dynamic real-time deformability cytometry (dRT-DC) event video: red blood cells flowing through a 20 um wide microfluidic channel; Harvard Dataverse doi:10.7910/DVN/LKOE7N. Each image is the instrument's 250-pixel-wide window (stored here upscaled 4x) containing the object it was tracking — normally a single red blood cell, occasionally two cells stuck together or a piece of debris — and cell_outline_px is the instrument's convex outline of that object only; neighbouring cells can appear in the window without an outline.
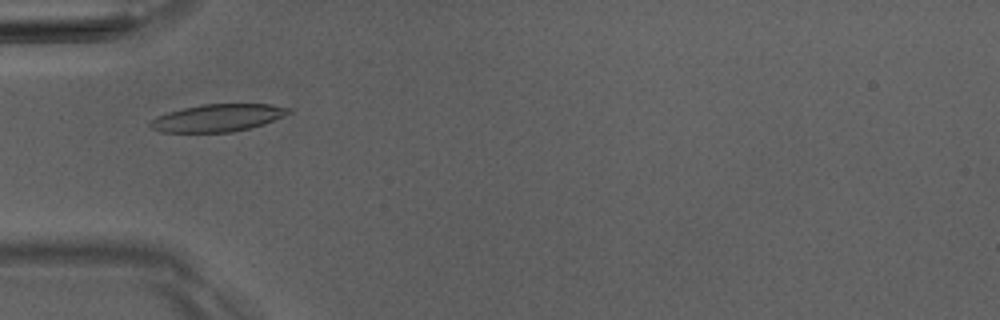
{"species": "Egyptian fruit bat (a non-hibernating species)", "species_latin": "Rousettus aegyptiacus", "temperature_condition": "room temperature", "stored_images_in_passage": 1, "camera_frame_rate_fps": 3000, "um_per_image_px": 0.085, "animal": {"sex": "male"}, "frame": {"image": 1, "passage_image": 1, "time_ms": 0.0, "image_size_px": [1000, 320], "cell_outline_px": [[292, 112], [284, 116], [264, 124], [232, 132], [160, 132], [152, 128], [148, 124], [156, 116], [168, 112], [184, 108], [204, 104], [268, 104], [292, 108]], "centroid_in_image_um": [18.52, 10.02], "position_along_channel_um": 66.5, "area_um2": 22.02}}